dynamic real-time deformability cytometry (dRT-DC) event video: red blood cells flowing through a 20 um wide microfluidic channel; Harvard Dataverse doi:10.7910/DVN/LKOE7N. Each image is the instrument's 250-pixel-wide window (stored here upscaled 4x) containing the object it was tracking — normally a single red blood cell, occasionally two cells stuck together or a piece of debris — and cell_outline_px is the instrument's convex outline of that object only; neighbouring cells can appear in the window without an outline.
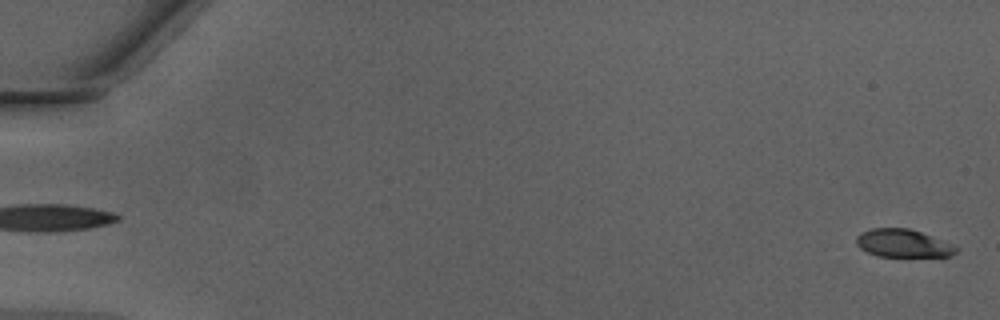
{"species": "Egyptian fruit bat (a non-hibernating species)", "species_latin": "Rousettus aegyptiacus", "temperature_condition": "warm", "stored_images_in_passage": 24, "camera_frame_rate_fps": 3000, "um_per_image_px": 0.085, "animal": {"sex": "male"}, "frame": {"image": 1, "passage_image": 2, "time_ms": 0.333, "image_size_px": [1000, 320], "cell_outline_px": [[960, 248], [952, 256], [876, 256], [860, 248], [856, 244], [856, 236], [860, 232], [872, 228], [908, 228], [920, 232], [952, 244]], "centroid_in_image_um": [76.74, 20.68], "position_along_channel_um": 8.3, "area_um2": 16.18}}
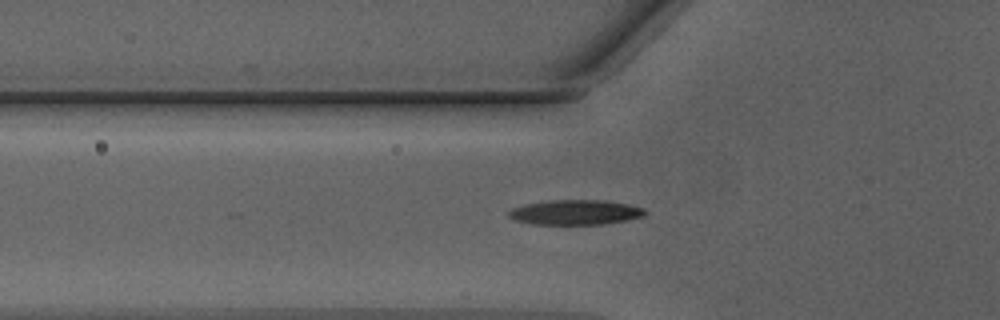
{"frame": {"image": 2, "passage_image": 19, "time_ms": 6.0, "image_size_px": [1000, 320], "cell_outline_px": [[648, 212], [644, 216], [628, 220], [604, 224], [532, 224], [516, 220], [508, 216], [508, 212], [512, 208], [524, 204], [548, 200], [604, 200], [628, 204], [644, 208]], "centroid_in_image_um": [48.93, 18.04], "position_along_channel_um": 76.9, "area_um2": 19.88}}
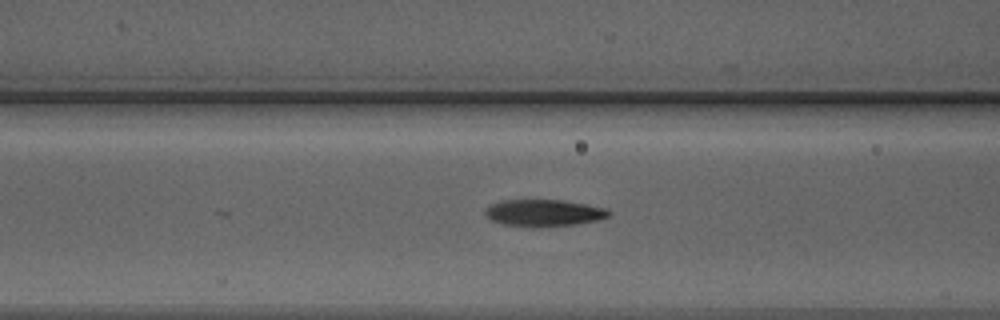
{"frame": {"image": 3, "passage_image": 22, "time_ms": 7.0, "image_size_px": [1000, 320], "cell_outline_px": [[612, 212], [608, 216], [596, 220], [576, 224], [536, 228], [532, 228], [504, 224], [492, 220], [484, 212], [484, 208], [488, 204], [500, 200], [564, 200], [604, 208]], "centroid_in_image_um": [46.16, 18.1], "position_along_channel_um": 120.4, "area_um2": 19.48}}